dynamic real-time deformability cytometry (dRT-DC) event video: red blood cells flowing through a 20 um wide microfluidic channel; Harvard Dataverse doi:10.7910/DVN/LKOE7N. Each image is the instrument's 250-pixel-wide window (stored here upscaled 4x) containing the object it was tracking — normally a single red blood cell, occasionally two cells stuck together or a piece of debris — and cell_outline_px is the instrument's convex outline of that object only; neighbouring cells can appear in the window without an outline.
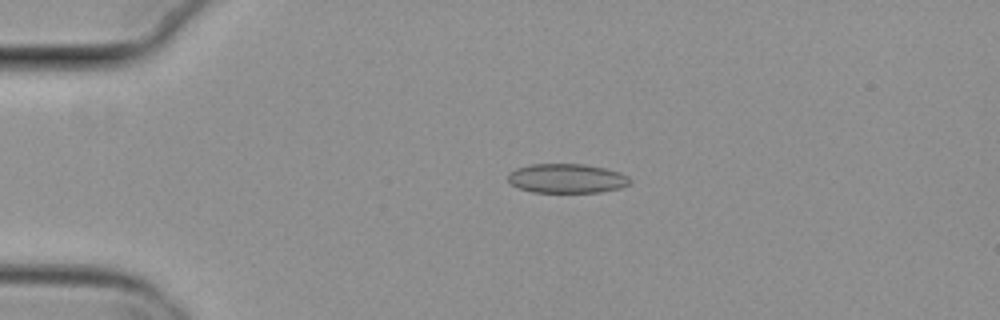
{"species": "common noctule bat (a hibernating species)", "species_latin": "Nyctalus noctula", "temperature_condition": "cold", "stored_images_in_passage": 55, "camera_frame_rate_fps": 3000, "um_per_image_px": 0.085, "animal": {"sex": "female", "body_mass_g": 29.2, "forearm_length_mm": 56.3}, "frame": {"image": 1, "passage_image": 13, "time_ms": 4.0, "image_size_px": [1000, 320], "cell_outline_px": [[632, 180], [628, 184], [620, 188], [600, 192], [532, 192], [520, 188], [512, 184], [508, 180], [508, 172], [516, 168], [528, 164], [584, 164], [604, 168], [620, 172], [628, 176]], "centroid_in_image_um": [48.17, 15.16], "position_along_channel_um": 36.8, "area_um2": 20.87}}
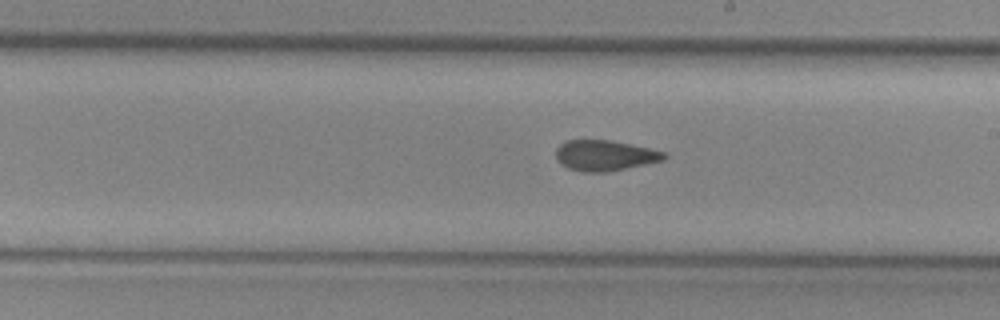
{"frame": {"image": 2, "passage_image": 32, "time_ms": 10.333, "image_size_px": [1000, 320], "cell_outline_px": [[668, 156], [664, 160], [608, 172], [580, 172], [568, 168], [560, 164], [556, 160], [556, 148], [564, 140], [612, 140], [648, 148], [664, 152]], "centroid_in_image_um": [51.37, 13.22], "position_along_channel_um": 237.6, "area_um2": 19.42}}
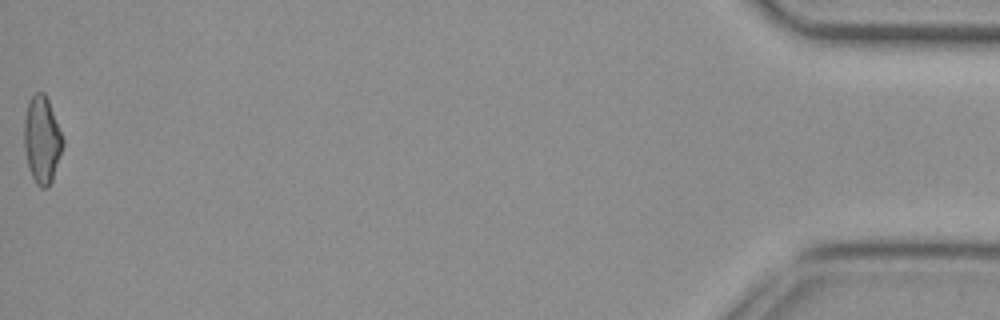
{"frame": {"image": 3, "passage_image": 55, "time_ms": 18.0, "image_size_px": [1000, 320], "cell_outline_px": [[64, 144], [52, 180], [48, 188], [40, 188], [36, 184], [28, 168], [24, 148], [24, 120], [28, 100], [36, 92], [44, 92], [48, 100], [64, 140]], "centroid_in_image_um": [3.55, 11.9], "position_along_channel_um": 431.6, "area_um2": 19.65}, "authors_computed_cell_mechanics": {"area_um2": 20.1722, "velocity_mm_per_s": 3.8283, "shape_relaxation_time_tau1_ms": null, "shape_relaxation_time_tau2_ms": 2.0622, "deformation_change_tau1": null, "deformation_change_tau2": 0.0717}}